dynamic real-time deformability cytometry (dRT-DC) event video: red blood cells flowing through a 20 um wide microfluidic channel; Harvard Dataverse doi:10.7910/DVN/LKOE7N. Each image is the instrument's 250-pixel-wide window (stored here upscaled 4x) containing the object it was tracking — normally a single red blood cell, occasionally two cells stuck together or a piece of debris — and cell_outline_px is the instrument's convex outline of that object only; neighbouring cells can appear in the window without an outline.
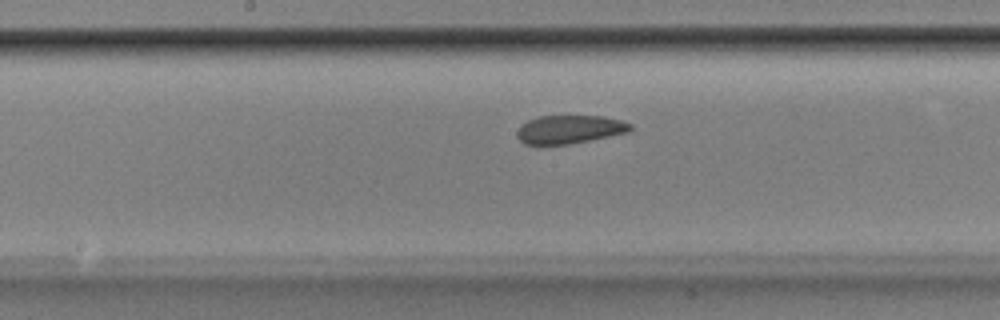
{"species": "Egyptian fruit bat (a non-hibernating species)", "species_latin": "Rousettus aegyptiacus", "temperature_condition": "room temperature", "stored_images_in_passage": 48, "camera_frame_rate_fps": 3000, "um_per_image_px": 0.085, "animal": {"sex": "male"}, "frame": {"image": 1, "passage_image": 22, "time_ms": 7.0, "image_size_px": [1000, 320], "cell_outline_px": [[632, 128], [628, 132], [568, 144], [524, 144], [516, 136], [516, 132], [520, 124], [528, 120], [540, 116], [604, 116], [624, 120], [632, 124]], "centroid_in_image_um": [48.4, 10.98], "position_along_channel_um": 199.8, "area_um2": 18.73}}
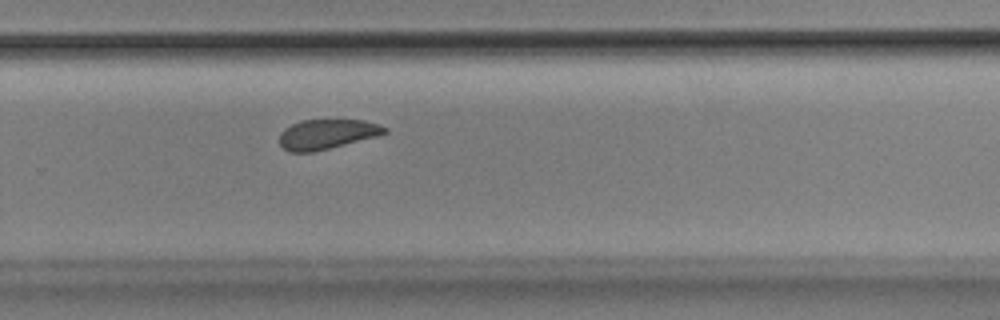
{"frame": {"image": 2, "passage_image": 30, "time_ms": 9.667, "image_size_px": [1000, 320], "cell_outline_px": [[388, 132], [376, 136], [312, 152], [292, 152], [284, 148], [280, 144], [280, 132], [284, 128], [300, 120], [364, 120], [380, 124], [388, 128]], "centroid_in_image_um": [27.79, 11.39], "position_along_channel_um": 302.0, "area_um2": 18.09}}
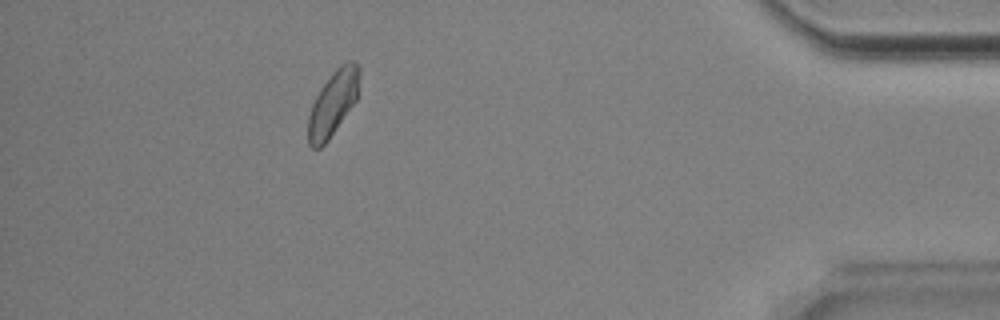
{"frame": {"image": 3, "passage_image": 42, "time_ms": 13.667, "image_size_px": [1000, 320], "cell_outline_px": [[360, 72], [356, 100], [328, 140], [320, 148], [312, 148], [308, 144], [308, 116], [312, 104], [320, 88], [336, 68], [340, 64], [348, 60], [352, 60], [360, 68]], "centroid_in_image_um": [28.29, 8.76], "position_along_channel_um": 406.9, "area_um2": 19.19}, "authors_computed_cell_mechanics": {"area_um2": 19.6231, "velocity_mm_per_s": 3.8493, "shape_relaxation_time_tau1_ms": null, "shape_relaxation_time_tau2_ms": 1.3813, "deformation_change_tau1": null, "deformation_change_tau2": 0.0491}}